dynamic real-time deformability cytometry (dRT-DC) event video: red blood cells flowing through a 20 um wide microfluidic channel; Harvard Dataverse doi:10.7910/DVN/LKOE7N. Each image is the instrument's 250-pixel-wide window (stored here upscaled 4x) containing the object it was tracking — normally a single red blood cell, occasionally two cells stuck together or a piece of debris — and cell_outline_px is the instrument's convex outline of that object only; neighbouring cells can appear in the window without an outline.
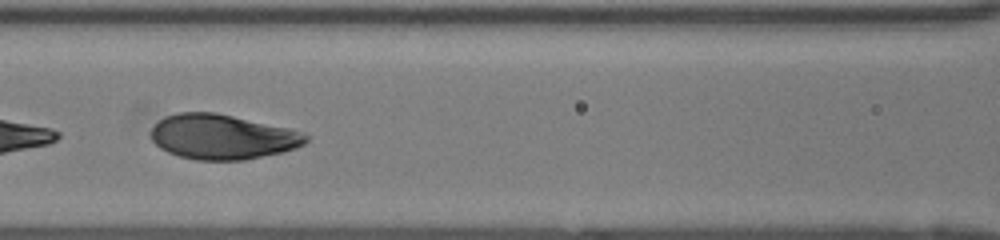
{"species": "human", "species_latin": "Homo sapiens", "temperature_condition": "room temperature", "stored_images_in_passage": 45, "camera_frame_rate_fps": 3000, "um_per_image_px": 0.085, "donor": {"sex": "female"}, "frame": {"image": 1, "passage_image": 19, "time_ms": 6.0, "image_size_px": [1000, 240], "cell_outline_px": [[308, 140], [304, 144], [296, 148], [284, 152], [244, 160], [196, 160], [180, 156], [168, 152], [160, 148], [152, 140], [152, 128], [164, 116], [176, 112], [216, 112], [288, 128], [304, 132], [308, 136]], "centroid_in_image_um": [18.92, 11.63], "position_along_channel_um": 147.7, "area_um2": 40.58}}
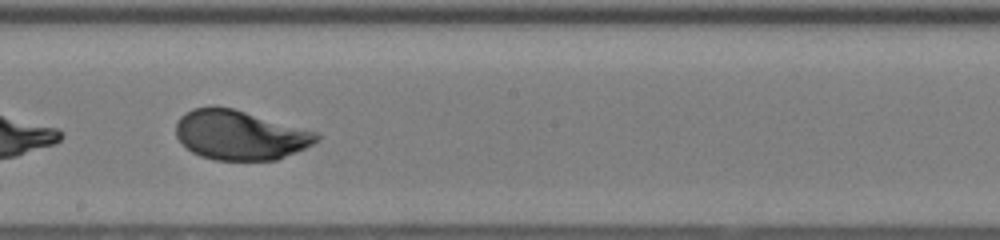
{"frame": {"image": 2, "passage_image": 25, "time_ms": 8.0, "image_size_px": [1000, 240], "cell_outline_px": [[320, 140], [296, 152], [276, 160], [216, 160], [200, 156], [192, 152], [176, 136], [176, 120], [180, 116], [192, 108], [232, 108], [320, 132]], "centroid_in_image_um": [20.43, 11.49], "position_along_channel_um": 227.8, "area_um2": 40.4}}
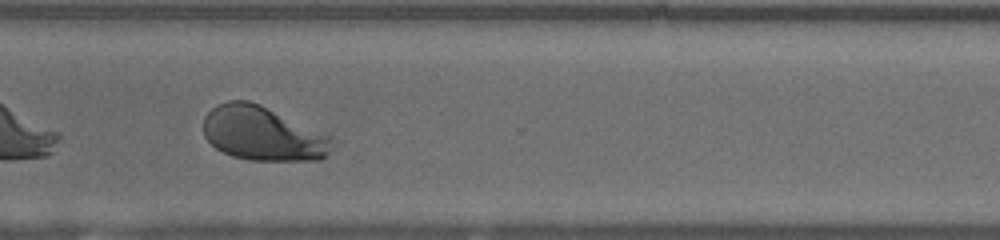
{"frame": {"image": 3, "passage_image": 34, "time_ms": 11.0, "image_size_px": [1000, 240], "cell_outline_px": [[332, 148], [320, 160], [248, 160], [232, 156], [216, 148], [204, 136], [204, 116], [216, 104], [228, 100], [248, 100], [260, 104], [332, 136]], "centroid_in_image_um": [22.32, 11.34], "position_along_channel_um": 348.3, "area_um2": 40.63}, "authors_computed_cell_mechanics": {"area_um2": 41.1536, "velocity_mm_per_s": 4.0224, "shape_relaxation_time_tau1_ms": 2.4624, "shape_relaxation_time_tau2_ms": null, "deformation_change_tau1": 0.1551, "deformation_change_tau2": null}}